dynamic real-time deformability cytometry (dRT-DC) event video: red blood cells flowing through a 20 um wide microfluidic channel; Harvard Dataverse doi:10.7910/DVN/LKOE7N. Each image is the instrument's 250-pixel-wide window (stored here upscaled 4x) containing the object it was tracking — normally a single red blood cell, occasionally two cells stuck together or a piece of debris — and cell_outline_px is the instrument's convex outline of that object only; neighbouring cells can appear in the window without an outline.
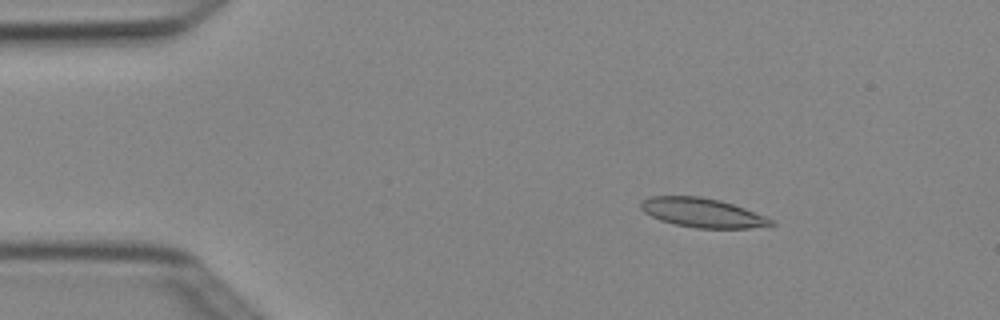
{"species": "Egyptian fruit bat (a non-hibernating species)", "species_latin": "Rousettus aegyptiacus", "temperature_condition": "cold", "stored_images_in_passage": 5, "camera_frame_rate_fps": 3000, "um_per_image_px": 0.085, "animal": {"sex": "female"}, "frame": {"image": 1, "passage_image": 3, "time_ms": 0.667, "image_size_px": [1000, 320], "cell_outline_px": [[776, 224], [772, 228], [696, 228], [676, 224], [660, 220], [644, 212], [640, 208], [640, 200], [652, 196], [700, 196], [720, 200], [744, 208], [776, 220]], "centroid_in_image_um": [59.78, 18.09], "position_along_channel_um": 25.2, "area_um2": 22.48}}